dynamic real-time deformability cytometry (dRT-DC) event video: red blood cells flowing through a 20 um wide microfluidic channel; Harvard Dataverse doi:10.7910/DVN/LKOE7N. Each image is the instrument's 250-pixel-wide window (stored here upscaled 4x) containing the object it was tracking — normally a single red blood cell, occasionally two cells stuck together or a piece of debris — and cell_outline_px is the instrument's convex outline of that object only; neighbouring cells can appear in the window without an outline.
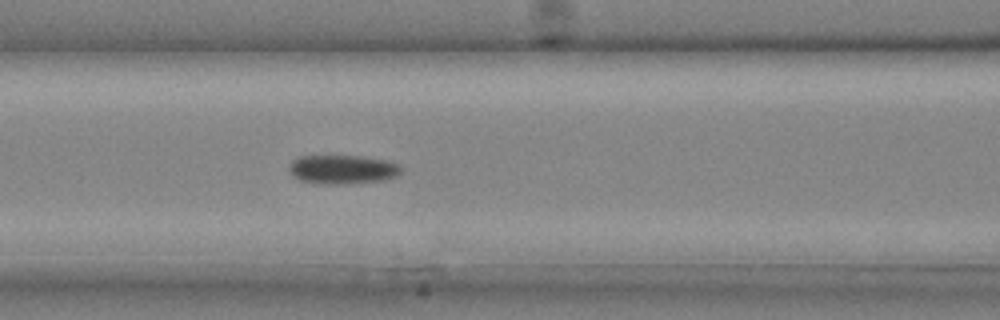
{"species": "common noctule bat (a hibernating species)", "species_latin": "Nyctalus noctula", "temperature_condition": "cold", "stored_images_in_passage": 22, "camera_frame_rate_fps": 3000, "um_per_image_px": 0.085, "animal": {"sex": "male", "body_mass_g": 20.4}, "frame": {"image": 1, "passage_image": 4, "time_ms": 1.0, "image_size_px": [1000, 320], "cell_outline_px": [[400, 172], [384, 180], [300, 180], [292, 172], [292, 160], [300, 156], [360, 156], [388, 160], [400, 164]], "centroid_in_image_um": [29.19, 14.3], "position_along_channel_um": 137.4, "area_um2": 16.99}}
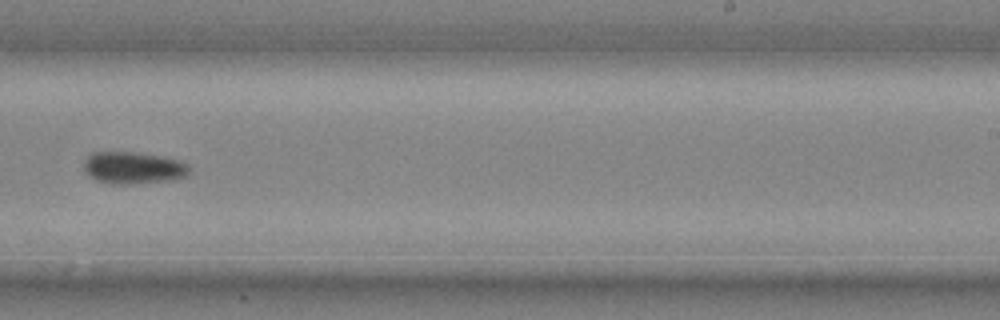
{"frame": {"image": 2, "passage_image": 11, "time_ms": 3.333, "image_size_px": [1000, 320], "cell_outline_px": [[188, 176], [164, 180], [124, 184], [112, 184], [96, 180], [84, 168], [84, 160], [92, 152], [136, 152], [164, 156], [180, 160], [188, 164]], "centroid_in_image_um": [11.33, 14.24], "position_along_channel_um": 277.7, "area_um2": 19.42}}
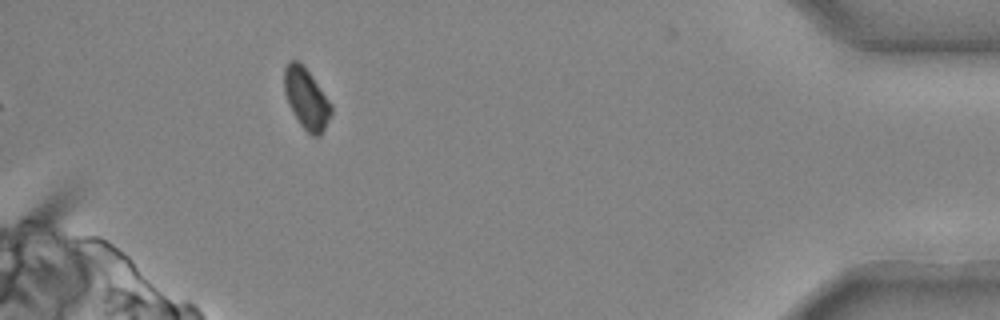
{"frame": {"image": 3, "passage_image": 20, "time_ms": 6.333, "image_size_px": [1000, 320], "cell_outline_px": [[332, 112], [320, 136], [312, 136], [300, 124], [288, 104], [284, 92], [284, 68], [288, 60], [300, 60], [332, 104]], "centroid_in_image_um": [26.02, 8.35], "position_along_channel_um": 409.2, "area_um2": 16.59}}